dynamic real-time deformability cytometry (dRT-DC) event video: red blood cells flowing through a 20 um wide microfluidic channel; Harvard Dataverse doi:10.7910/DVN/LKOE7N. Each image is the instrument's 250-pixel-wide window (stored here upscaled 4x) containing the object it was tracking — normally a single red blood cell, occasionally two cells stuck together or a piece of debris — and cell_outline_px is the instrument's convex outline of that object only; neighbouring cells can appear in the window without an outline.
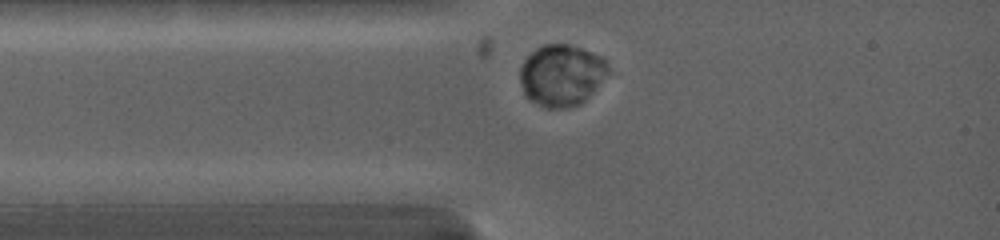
{"species": "common noctule bat (a hibernating species)", "species_latin": "Nyctalus noctula", "temperature_condition": "warm", "stored_images_in_passage": 3, "camera_frame_rate_fps": 5000, "um_per_image_px": 0.085, "animal": {"sex": "female", "body_mass_g": 19.0, "forearm_length_mm": 53.3}, "frame": {"image": 1, "passage_image": 1, "time_ms": 0.0, "image_size_px": [1000, 240], "cell_outline_px": [[608, 72], [592, 92], [580, 104], [564, 108], [548, 108], [528, 100], [524, 96], [520, 80], [520, 68], [524, 60], [536, 48], [544, 44], [568, 44], [580, 48], [600, 56], [604, 60], [608, 68]], "centroid_in_image_um": [47.67, 6.4], "position_along_channel_um": 37.3, "area_um2": 31.27}}